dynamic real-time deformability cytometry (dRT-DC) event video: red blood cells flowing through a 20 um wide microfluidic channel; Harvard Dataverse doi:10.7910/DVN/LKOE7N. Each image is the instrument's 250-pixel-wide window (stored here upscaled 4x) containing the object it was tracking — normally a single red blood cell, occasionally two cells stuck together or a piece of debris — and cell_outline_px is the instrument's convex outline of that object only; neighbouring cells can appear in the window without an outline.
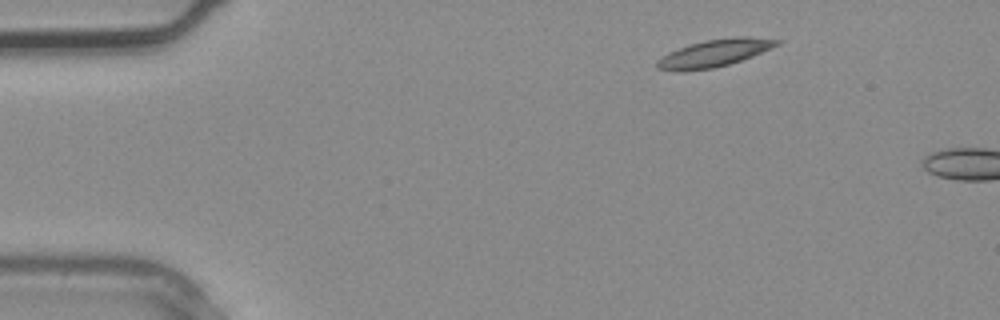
{"species": "common noctule bat (a hibernating species)", "species_latin": "Nyctalus noctula", "temperature_condition": "warm", "stored_images_in_passage": 4, "camera_frame_rate_fps": 3000, "um_per_image_px": 0.085, "animal": {"sex": "male", "body_mass_g": 20.4}, "frame": {"image": 1, "passage_image": 1, "time_ms": 0.0, "image_size_px": [1000, 320], "cell_outline_px": [[780, 44], [752, 56], [728, 64], [712, 68], [684, 72], [676, 72], [656, 68], [656, 60], [668, 52], [692, 44], [708, 40], [740, 36], [744, 36], [780, 40]], "centroid_in_image_um": [60.66, 4.54], "position_along_channel_um": 24.3, "area_um2": 18.84}}
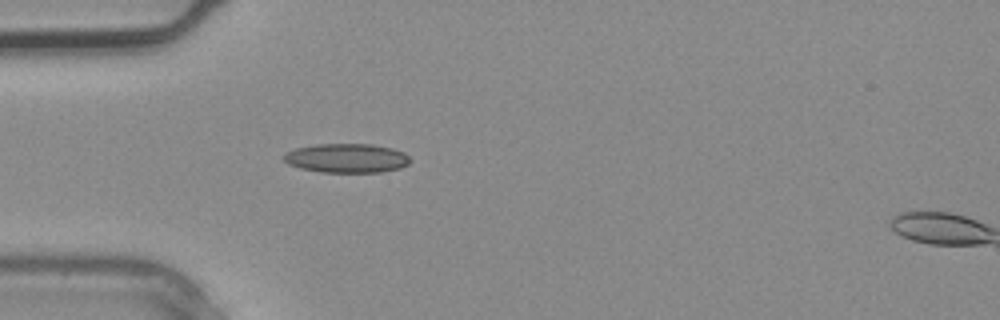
{"frame": {"image": 2, "passage_image": 3, "time_ms": 0.667, "image_size_px": [1000, 320], "cell_outline_px": [[412, 160], [408, 164], [400, 168], [380, 172], [320, 172], [300, 168], [288, 164], [280, 156], [284, 152], [296, 148], [316, 144], [372, 144], [392, 148], [404, 152]], "centroid_in_image_um": [29.44, 13.44], "position_along_channel_um": 55.6, "area_um2": 21.68}}